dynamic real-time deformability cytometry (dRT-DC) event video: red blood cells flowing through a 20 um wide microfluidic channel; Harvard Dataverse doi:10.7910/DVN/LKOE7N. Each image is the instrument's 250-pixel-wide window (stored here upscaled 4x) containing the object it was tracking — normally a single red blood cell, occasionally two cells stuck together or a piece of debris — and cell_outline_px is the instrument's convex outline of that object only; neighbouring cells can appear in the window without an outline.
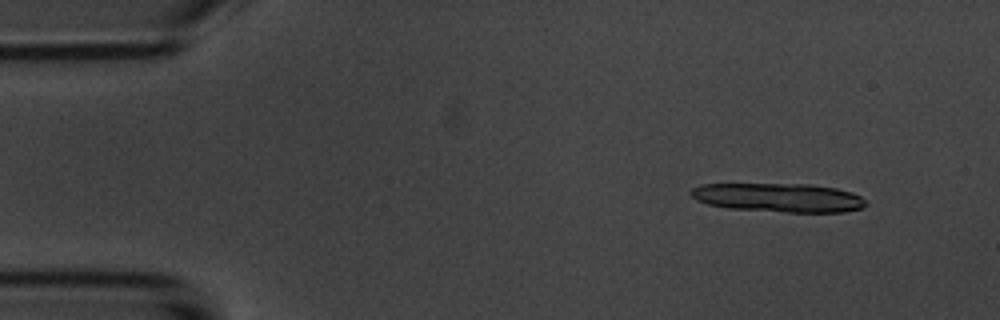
{"species": "common noctule bat (a hibernating species)", "species_latin": "Nyctalus noctula", "temperature_condition": "room temperature", "stored_images_in_passage": 5, "camera_frame_rate_fps": 3000, "um_per_image_px": 0.085, "animal": {"sex": "male", "body_mass_g": 20.1, "forearm_length_mm": 53.5}, "frame": {"image": 1, "passage_image": 1, "time_ms": 0.0, "image_size_px": [1000, 320], "cell_outline_px": [[868, 204], [860, 208], [844, 212], [788, 212], [728, 208], [708, 204], [696, 200], [688, 192], [692, 188], [700, 184], [808, 184], [836, 188], [852, 192], [860, 196]], "centroid_in_image_um": [66.16, 16.79], "position_along_channel_um": 18.8, "area_um2": 29.42}}
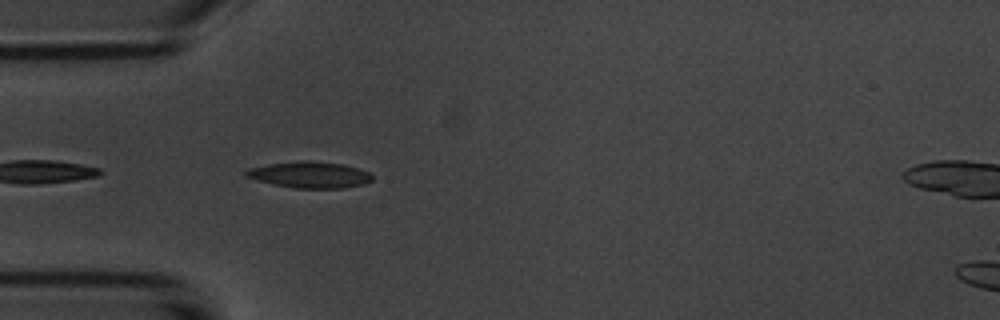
{"frame": {"image": 2, "passage_image": 4, "time_ms": 3.667, "image_size_px": [1000, 320], "cell_outline_px": [[372, 180], [364, 184], [344, 188], [292, 188], [272, 184], [256, 180], [244, 176], [244, 172], [248, 168], [268, 164], [300, 160], [308, 160], [344, 164], [368, 172], [372, 176]], "centroid_in_image_um": [26.28, 14.85], "position_along_channel_um": 58.7, "area_um2": 19.48}}